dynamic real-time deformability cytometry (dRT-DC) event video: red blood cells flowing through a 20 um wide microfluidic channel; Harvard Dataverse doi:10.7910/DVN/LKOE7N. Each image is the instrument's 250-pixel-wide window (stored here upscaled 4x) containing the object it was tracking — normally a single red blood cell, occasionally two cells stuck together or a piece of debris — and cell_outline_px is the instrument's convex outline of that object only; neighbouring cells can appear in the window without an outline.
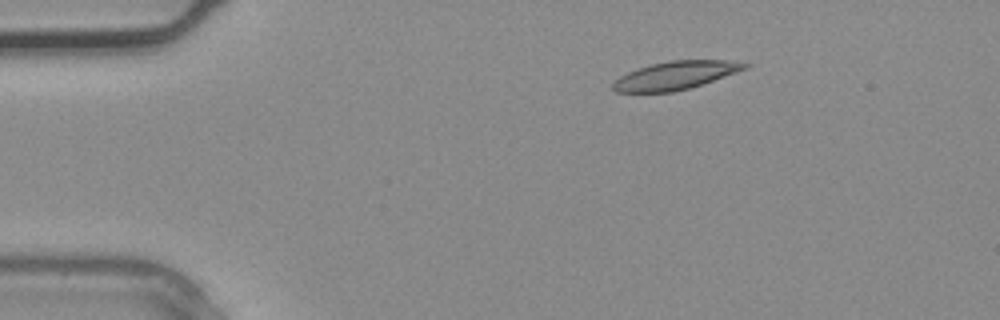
{"species": "common noctule bat (a hibernating species)", "species_latin": "Nyctalus noctula", "temperature_condition": "warm", "stored_images_in_passage": 2, "camera_frame_rate_fps": 3000, "um_per_image_px": 0.085, "animal": {"sex": "male", "body_mass_g": 20.4}, "frame": {"image": 1, "passage_image": 1, "time_ms": 0.0, "image_size_px": [1000, 320], "cell_outline_px": [[752, 64], [748, 68], [688, 88], [672, 92], [616, 92], [612, 88], [612, 84], [620, 76], [628, 72], [652, 64], [668, 60], [724, 60]], "centroid_in_image_um": [57.4, 6.4], "position_along_channel_um": 27.6, "area_um2": 21.27}}